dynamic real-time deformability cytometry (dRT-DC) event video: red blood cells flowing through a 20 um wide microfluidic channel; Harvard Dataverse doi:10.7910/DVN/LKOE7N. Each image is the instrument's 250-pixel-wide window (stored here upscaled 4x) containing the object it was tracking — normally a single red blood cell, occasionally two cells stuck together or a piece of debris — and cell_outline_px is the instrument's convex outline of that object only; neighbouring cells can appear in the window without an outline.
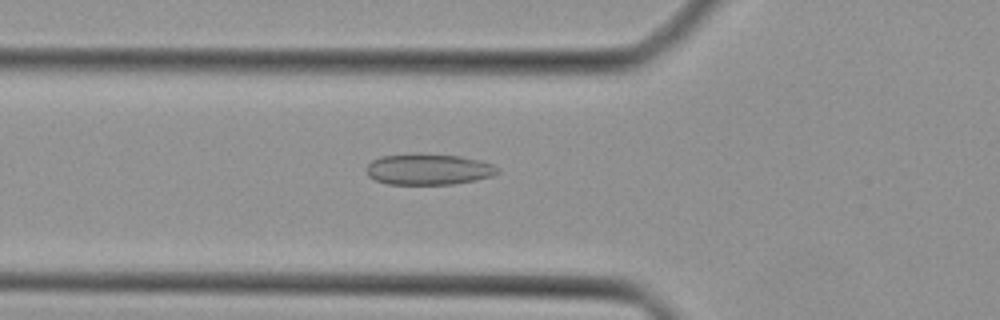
{"species": "Egyptian fruit bat (a non-hibernating species)", "species_latin": "Rousettus aegyptiacus", "temperature_condition": "cold", "stored_images_in_passage": 37, "camera_frame_rate_fps": 3000, "um_per_image_px": 0.085, "animal": {"sex": "female"}, "frame": {"image": 1, "passage_image": 15, "time_ms": 4.667, "image_size_px": [1000, 320], "cell_outline_px": [[500, 172], [492, 176], [476, 180], [452, 184], [388, 184], [376, 180], [368, 176], [364, 168], [372, 160], [380, 156], [420, 152], [460, 156], [480, 160], [492, 164]], "centroid_in_image_um": [36.38, 14.37], "position_along_channel_um": 89.4, "area_um2": 24.1}}
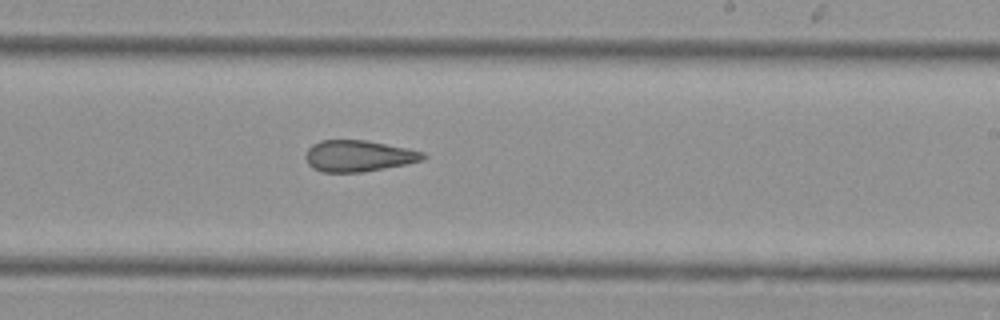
{"frame": {"image": 2, "passage_image": 26, "time_ms": 8.333, "image_size_px": [1000, 320], "cell_outline_px": [[428, 156], [424, 160], [408, 164], [364, 172], [320, 172], [312, 168], [308, 164], [304, 156], [308, 148], [312, 144], [320, 140], [364, 140], [408, 148], [424, 152]], "centroid_in_image_um": [30.48, 13.26], "position_along_channel_um": 258.5, "area_um2": 21.73}}
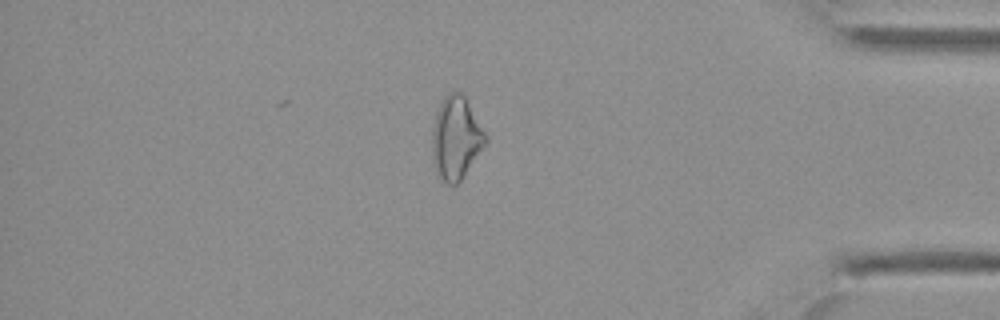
{"frame": {"image": 3, "passage_image": 37, "time_ms": 12.0, "image_size_px": [1000, 320], "cell_outline_px": [[488, 140], [460, 180], [456, 184], [448, 184], [440, 180], [436, 176], [432, 156], [432, 128], [436, 112], [444, 96], [448, 92], [460, 92], [464, 96], [488, 136]], "centroid_in_image_um": [38.73, 11.74], "position_along_channel_um": 396.5, "area_um2": 25.72}}